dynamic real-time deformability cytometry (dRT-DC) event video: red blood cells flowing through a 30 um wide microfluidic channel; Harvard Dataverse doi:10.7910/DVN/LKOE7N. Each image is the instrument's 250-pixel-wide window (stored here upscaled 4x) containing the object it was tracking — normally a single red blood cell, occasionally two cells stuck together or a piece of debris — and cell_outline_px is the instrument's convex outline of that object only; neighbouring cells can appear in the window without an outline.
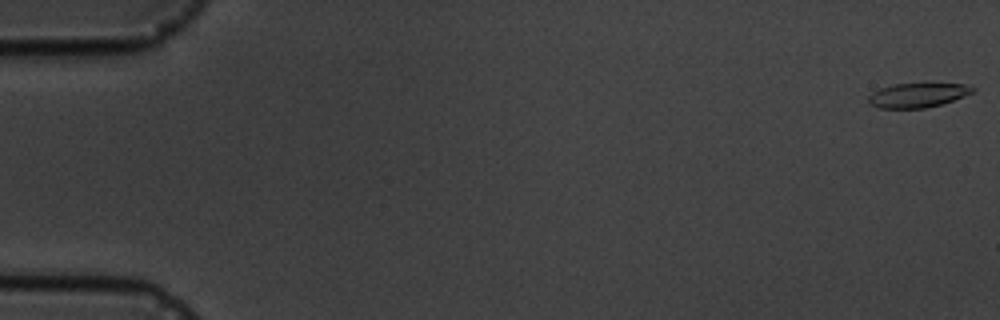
{"species": "common noctule bat (a hibernating species)", "species_latin": "Nyctalus noctula", "temperature_condition": "cold", "stored_images_in_passage": 12, "camera_frame_rate_fps": 3000, "um_per_image_px": 0.085, "animal": {"sex": "male", "body_mass_g": 19.5, "forearm_length_mm": 54.6}, "frame": {"image": 1, "passage_image": 1, "time_ms": 0.0, "image_size_px": [1000, 320], "cell_outline_px": [[976, 88], [972, 92], [964, 96], [940, 104], [924, 108], [880, 108], [868, 104], [868, 96], [872, 92], [880, 88], [896, 84], [964, 84]], "centroid_in_image_um": [77.95, 8.1], "position_along_channel_um": 7.1, "area_um2": 14.57}}
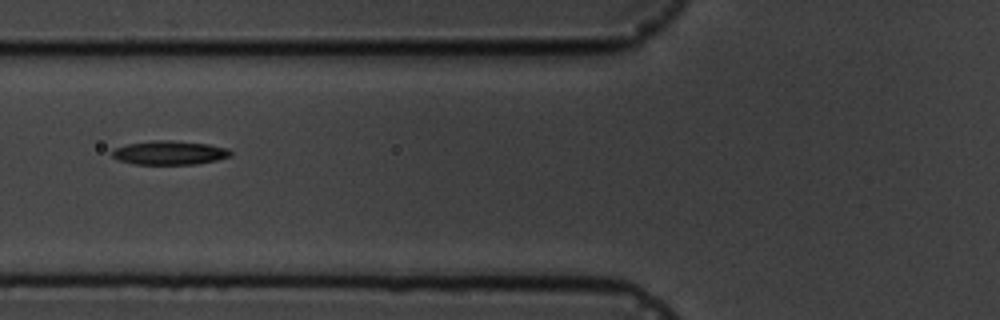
{"frame": {"image": 2, "passage_image": 7, "time_ms": 7.0, "image_size_px": [1000, 320], "cell_outline_px": [[232, 156], [216, 160], [196, 164], [136, 164], [120, 160], [112, 156], [112, 152], [116, 148], [128, 144], [152, 140], [168, 140], [208, 144], [228, 148], [232, 152]], "centroid_in_image_um": [14.45, 12.98], "position_along_channel_um": 111.3, "area_um2": 16.36}}
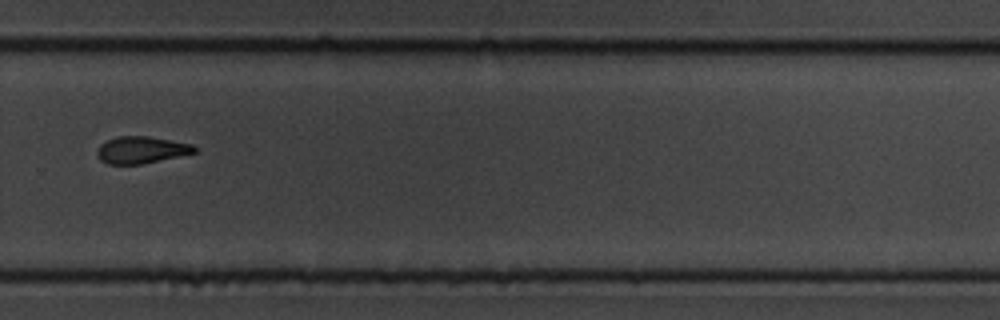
{"frame": {"image": 3, "passage_image": 12, "time_ms": 12.667, "image_size_px": [1000, 320], "cell_outline_px": [[196, 152], [140, 164], [108, 164], [100, 160], [96, 156], [96, 152], [100, 144], [108, 140], [120, 136], [148, 136], [192, 144], [196, 148]], "centroid_in_image_um": [11.96, 12.74], "position_along_channel_um": 317.8, "area_um2": 15.09}}